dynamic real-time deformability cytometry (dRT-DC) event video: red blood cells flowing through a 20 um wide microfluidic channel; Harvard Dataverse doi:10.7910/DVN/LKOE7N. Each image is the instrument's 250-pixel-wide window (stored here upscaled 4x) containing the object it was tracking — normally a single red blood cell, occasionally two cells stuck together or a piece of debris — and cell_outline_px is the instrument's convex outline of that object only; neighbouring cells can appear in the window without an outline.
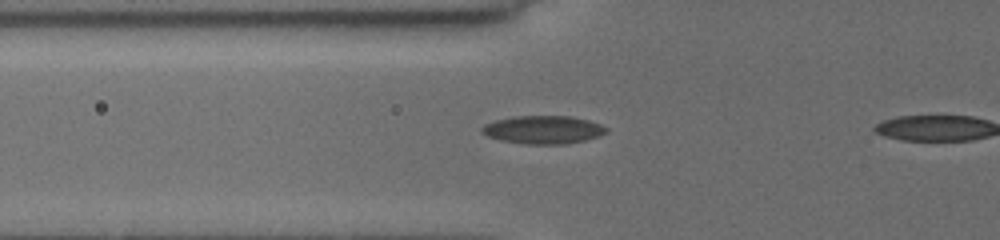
{"species": "common noctule bat (a hibernating species)", "species_latin": "Nyctalus noctula", "temperature_condition": "cold", "stored_images_in_passage": 31, "camera_frame_rate_fps": 3000, "um_per_image_px": 0.085, "animal": {"sex": "female", "body_mass_g": 19.5, "forearm_length_mm": 54.1}, "frame": {"image": 1, "passage_image": 2, "time_ms": 0.333, "image_size_px": [1000, 240], "cell_outline_px": [[608, 132], [600, 136], [584, 140], [564, 144], [524, 144], [500, 140], [488, 136], [480, 132], [480, 128], [484, 124], [496, 120], [512, 116], [572, 116], [588, 120], [600, 124], [608, 128]], "centroid_in_image_um": [46.16, 11.02], "position_along_channel_um": 79.6, "area_um2": 20.52}}
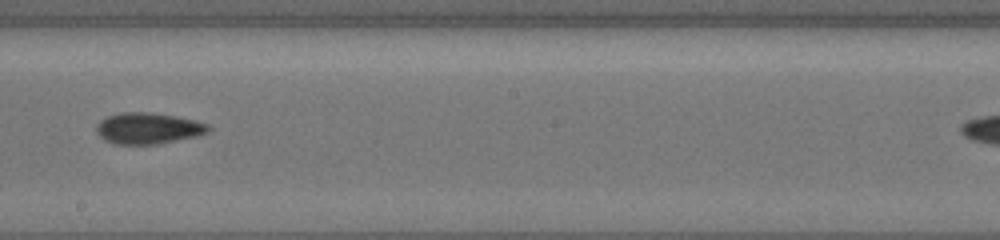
{"frame": {"image": 2, "passage_image": 14, "time_ms": 4.333, "image_size_px": [1000, 240], "cell_outline_px": [[212, 128], [208, 132], [196, 136], [156, 144], [112, 144], [104, 140], [96, 132], [96, 128], [100, 120], [108, 116], [120, 112], [148, 112], [176, 116], [196, 120], [208, 124]], "centroid_in_image_um": [12.58, 10.9], "position_along_channel_um": 235.6, "area_um2": 20.4}}
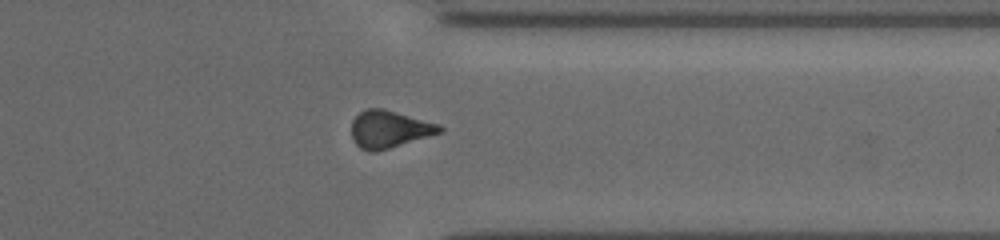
{"frame": {"image": 3, "passage_image": 26, "time_ms": 8.0, "image_size_px": [1000, 240], "cell_outline_px": [[444, 132], [376, 152], [368, 152], [360, 148], [352, 140], [352, 120], [364, 108], [384, 108], [440, 124], [444, 128]], "centroid_in_image_um": [33.1, 10.98], "position_along_channel_um": 378.3, "area_um2": 19.48}}